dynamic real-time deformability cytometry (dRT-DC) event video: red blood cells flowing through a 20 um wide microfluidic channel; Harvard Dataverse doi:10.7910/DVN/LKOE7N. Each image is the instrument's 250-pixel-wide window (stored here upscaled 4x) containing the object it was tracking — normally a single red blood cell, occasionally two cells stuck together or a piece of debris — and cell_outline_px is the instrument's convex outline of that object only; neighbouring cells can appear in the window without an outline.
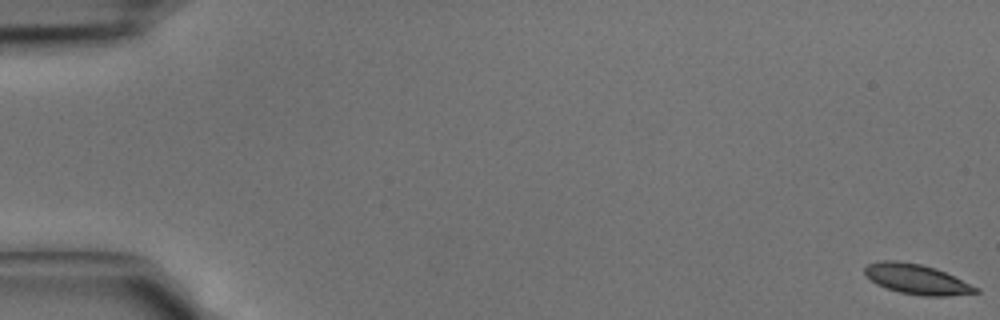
{"species": "common noctule bat (a hibernating species)", "species_latin": "Nyctalus noctula", "temperature_condition": "cold", "stored_images_in_passage": 44, "camera_frame_rate_fps": 3000, "um_per_image_px": 0.085, "animal": {"sex": "male", "body_mass_g": 15.6}, "frame": {"image": 1, "passage_image": 1, "time_ms": 0.0, "image_size_px": [1000, 320], "cell_outline_px": [[980, 292], [948, 296], [920, 296], [900, 292], [876, 284], [864, 276], [864, 268], [868, 264], [880, 260], [900, 260], [920, 264], [936, 268], [980, 288]], "centroid_in_image_um": [77.9, 23.72], "position_along_channel_um": 7.1, "area_um2": 19.59}}
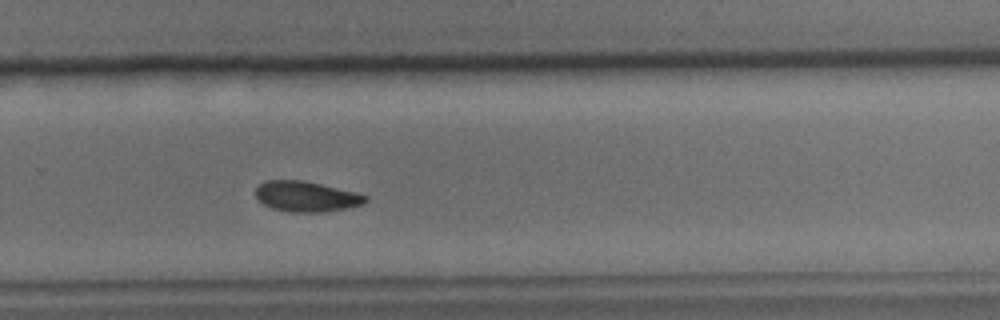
{"frame": {"image": 2, "passage_image": 30, "time_ms": 9.667, "image_size_px": [1000, 320], "cell_outline_px": [[368, 200], [360, 204], [348, 208], [320, 212], [292, 212], [272, 208], [264, 204], [256, 196], [256, 188], [264, 180], [300, 180], [320, 184], [356, 192], [368, 196]], "centroid_in_image_um": [26.03, 16.7], "position_along_channel_um": 303.8, "area_um2": 19.25}}
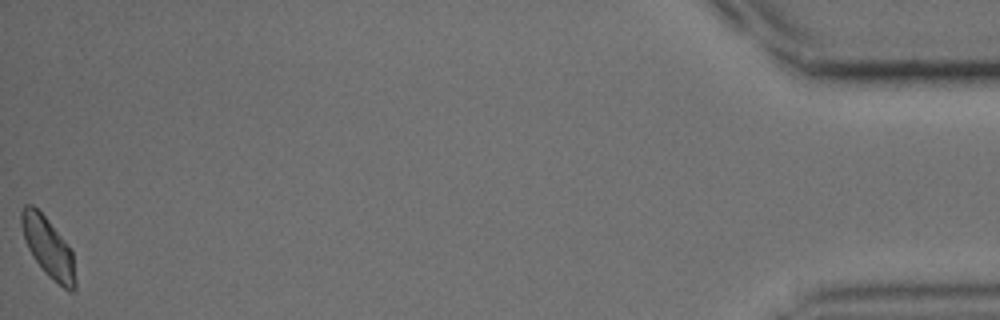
{"frame": {"image": 3, "passage_image": 44, "time_ms": 14.333, "image_size_px": [1000, 320], "cell_outline_px": [[76, 288], [72, 292], [68, 292], [48, 276], [44, 272], [32, 256], [24, 240], [20, 224], [20, 212], [24, 204], [32, 204], [48, 220], [72, 248], [76, 280]], "centroid_in_image_um": [4.1, 21.05], "position_along_channel_um": 431.1, "area_um2": 19.19}}